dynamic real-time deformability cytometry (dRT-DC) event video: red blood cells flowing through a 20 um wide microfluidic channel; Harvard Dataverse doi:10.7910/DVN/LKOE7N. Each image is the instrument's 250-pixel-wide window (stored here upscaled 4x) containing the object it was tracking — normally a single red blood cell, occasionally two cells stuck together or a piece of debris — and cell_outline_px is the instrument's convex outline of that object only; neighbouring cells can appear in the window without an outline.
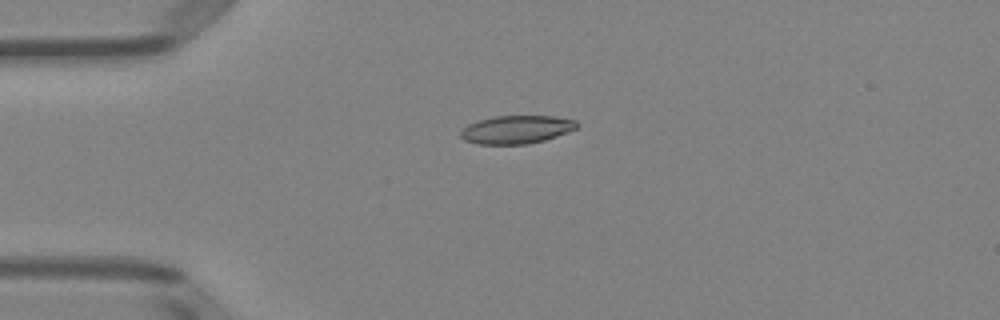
{"species": "Egyptian fruit bat (a non-hibernating species)", "species_latin": "Rousettus aegyptiacus", "temperature_condition": "room temperature", "stored_images_in_passage": 4, "camera_frame_rate_fps": 3000, "um_per_image_px": 0.085, "animal": {"sex": "female"}, "frame": {"image": 1, "passage_image": 2, "time_ms": 1.0, "image_size_px": [1000, 320], "cell_outline_px": [[580, 124], [576, 128], [568, 132], [544, 140], [528, 144], [476, 144], [464, 140], [460, 136], [460, 132], [468, 124], [476, 120], [496, 116], [552, 116], [576, 120]], "centroid_in_image_um": [43.89, 11.01], "position_along_channel_um": 41.1, "area_um2": 19.13}}
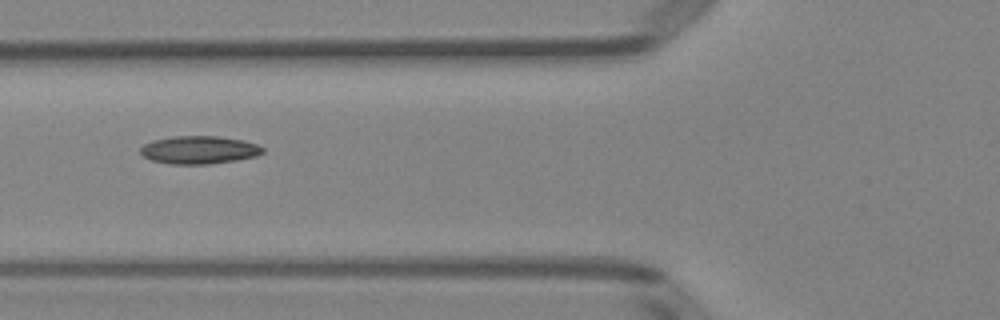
{"frame": {"image": 2, "passage_image": 4, "time_ms": 3.333, "image_size_px": [1000, 320], "cell_outline_px": [[264, 152], [256, 156], [236, 160], [208, 164], [172, 164], [152, 160], [144, 156], [140, 152], [140, 148], [144, 144], [152, 140], [172, 136], [216, 136], [244, 140], [256, 144], [264, 148]], "centroid_in_image_um": [16.92, 12.73], "position_along_channel_um": 108.9, "area_um2": 19.88}}